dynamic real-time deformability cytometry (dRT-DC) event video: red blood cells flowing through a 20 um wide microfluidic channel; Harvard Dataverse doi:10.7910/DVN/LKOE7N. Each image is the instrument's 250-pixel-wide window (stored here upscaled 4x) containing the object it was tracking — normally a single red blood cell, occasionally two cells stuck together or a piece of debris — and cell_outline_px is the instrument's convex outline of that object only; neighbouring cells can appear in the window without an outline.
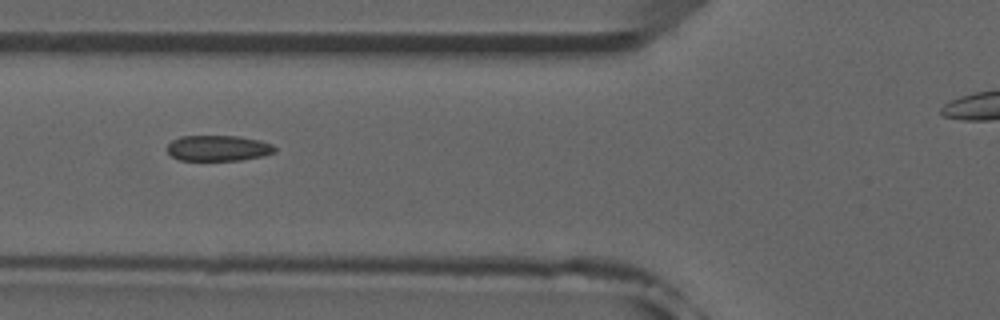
{"species": "common noctule bat (a hibernating species)", "species_latin": "Nyctalus noctula", "temperature_condition": "room temperature", "stored_images_in_passage": 41, "camera_frame_rate_fps": 3000, "um_per_image_px": 0.085, "animal": {"sex": "male", "forearm_length_mm": 52.5}, "frame": {"image": 1, "passage_image": 10, "time_ms": 3.0, "image_size_px": [1000, 320], "cell_outline_px": [[276, 152], [264, 156], [240, 160], [180, 160], [172, 156], [164, 148], [172, 140], [180, 136], [240, 136], [260, 140], [272, 144], [276, 148]], "centroid_in_image_um": [18.55, 12.59], "position_along_channel_um": 107.3, "area_um2": 16.3}, "authors_computed_cell_mechanics": {"area_um2": 16.8198, "velocity_mm_per_s": 3.926, "shape_relaxation_time_tau1_ms": null, "shape_relaxation_time_tau2_ms": 2.0319, "deformation_change_tau1": null, "deformation_change_tau2": 0.0654}}